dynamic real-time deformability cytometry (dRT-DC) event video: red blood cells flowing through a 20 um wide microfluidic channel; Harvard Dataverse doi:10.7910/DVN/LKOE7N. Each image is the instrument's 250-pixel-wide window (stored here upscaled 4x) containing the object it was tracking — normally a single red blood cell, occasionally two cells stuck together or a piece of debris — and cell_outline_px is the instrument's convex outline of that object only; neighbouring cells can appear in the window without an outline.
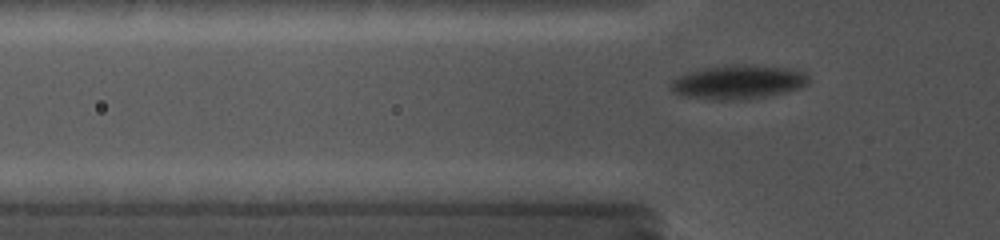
{"species": "common noctule bat (a hibernating species)", "species_latin": "Nyctalus noctula", "temperature_condition": "cold", "stored_images_in_passage": 72, "camera_frame_rate_fps": 5000, "um_per_image_px": 0.085, "animal": {"sex": "female", "body_mass_g": 19.0, "forearm_length_mm": 56.7}, "frame": {"image": 1, "passage_image": 22, "time_ms": 4.4, "image_size_px": [1000, 240], "cell_outline_px": [[808, 84], [788, 92], [768, 96], [744, 100], [712, 100], [680, 96], [672, 92], [672, 80], [684, 72], [700, 68], [728, 64], [752, 64], [788, 68], [804, 72], [808, 76]], "centroid_in_image_um": [62.71, 6.97], "position_along_channel_um": 63.1, "area_um2": 27.98}}
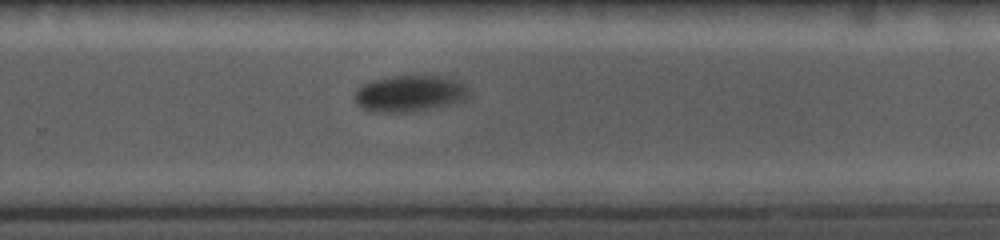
{"frame": {"image": 2, "passage_image": 50, "time_ms": 10.8, "image_size_px": [1000, 240], "cell_outline_px": [[472, 92], [464, 100], [456, 104], [416, 112], [376, 112], [364, 108], [356, 104], [352, 100], [356, 88], [372, 80], [392, 76], [444, 76], [460, 80]], "centroid_in_image_um": [34.87, 7.96], "position_along_channel_um": 294.9, "area_um2": 24.91}}
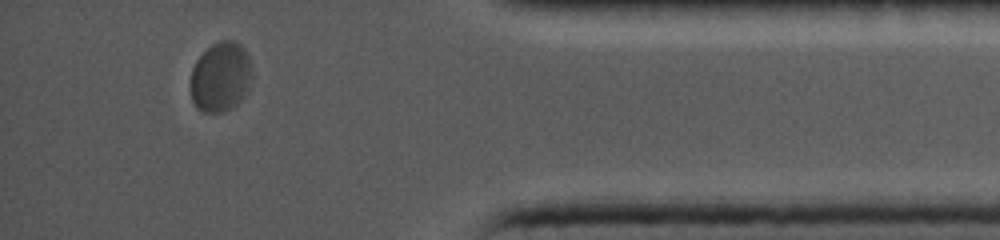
{"frame": {"image": 3, "passage_image": 66, "time_ms": 14.6, "image_size_px": [1000, 240], "cell_outline_px": [[252, 80], [244, 96], [236, 104], [220, 112], [204, 112], [196, 108], [192, 100], [192, 68], [196, 60], [212, 44], [220, 40], [236, 40], [248, 52], [252, 64]], "centroid_in_image_um": [18.79, 6.5], "position_along_channel_um": 416.4, "area_um2": 25.09}}